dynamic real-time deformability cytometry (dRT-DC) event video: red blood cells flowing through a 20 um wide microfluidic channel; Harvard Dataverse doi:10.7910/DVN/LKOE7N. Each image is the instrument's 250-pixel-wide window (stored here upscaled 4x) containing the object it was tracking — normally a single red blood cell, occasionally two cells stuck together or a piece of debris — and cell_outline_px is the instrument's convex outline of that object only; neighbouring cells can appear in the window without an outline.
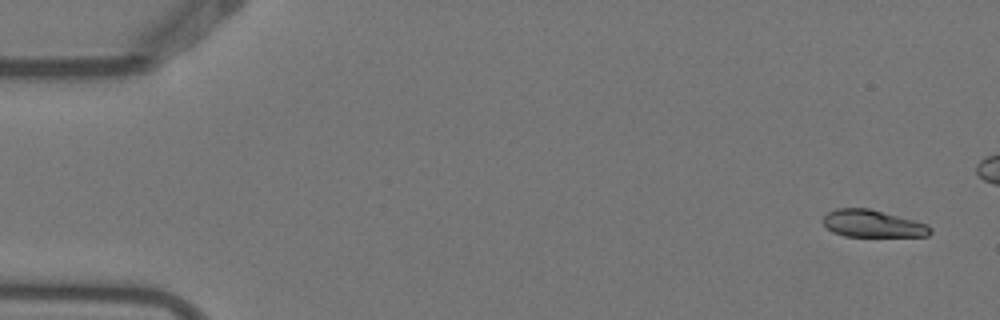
{"species": "Egyptian fruit bat (a non-hibernating species)", "species_latin": "Rousettus aegyptiacus", "temperature_condition": "warm", "stored_images_in_passage": 7, "camera_frame_rate_fps": 3000, "um_per_image_px": 0.085, "animal": {"sex": "female"}, "frame": {"image": 1, "passage_image": 1, "time_ms": 0.0, "image_size_px": [1000, 320], "cell_outline_px": [[932, 232], [928, 236], [844, 236], [832, 232], [820, 220], [828, 212], [836, 208], [868, 208], [928, 224], [932, 228]], "centroid_in_image_um": [74.15, 19.01], "position_along_channel_um": 10.8, "area_um2": 16.99}}
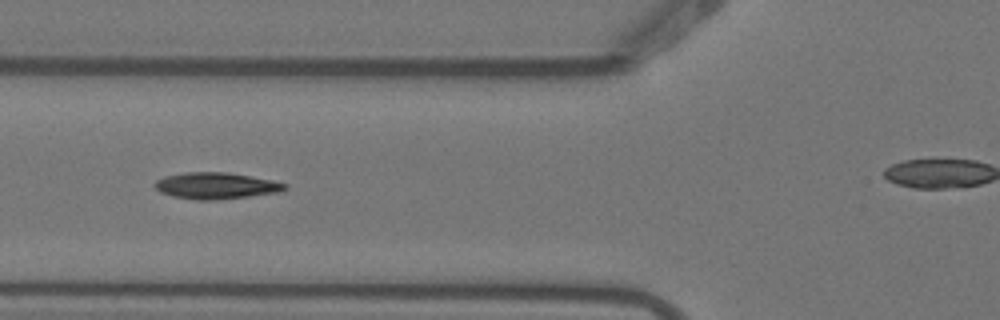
{"frame": {"image": 2, "passage_image": 6, "time_ms": 1.667, "image_size_px": [1000, 320], "cell_outline_px": [[288, 188], [276, 192], [248, 196], [216, 200], [196, 200], [172, 196], [160, 192], [152, 184], [156, 180], [164, 176], [184, 172], [228, 172], [272, 180], [288, 184]], "centroid_in_image_um": [18.31, 15.78], "position_along_channel_um": 107.5, "area_um2": 20.06}}